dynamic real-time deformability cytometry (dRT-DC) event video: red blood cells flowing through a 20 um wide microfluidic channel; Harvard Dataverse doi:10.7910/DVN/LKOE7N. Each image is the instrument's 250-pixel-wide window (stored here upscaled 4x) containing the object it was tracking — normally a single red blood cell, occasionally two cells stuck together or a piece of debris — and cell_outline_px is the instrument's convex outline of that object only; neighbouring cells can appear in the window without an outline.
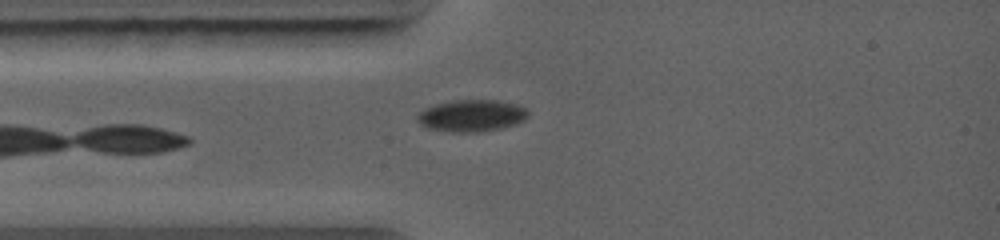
{"species": "common noctule bat (a hibernating species)", "species_latin": "Nyctalus noctula", "temperature_condition": "warm", "stored_images_in_passage": 5, "camera_frame_rate_fps": 5000, "um_per_image_px": 0.085, "animal": {"sex": "female", "body_mass_g": 19.0, "forearm_length_mm": 56.7}, "frame": {"image": 1, "passage_image": 2, "time_ms": 0.6, "image_size_px": [1000, 240], "cell_outline_px": [[528, 116], [524, 120], [516, 124], [504, 128], [480, 132], [452, 132], [428, 128], [420, 124], [416, 120], [416, 116], [424, 108], [436, 104], [452, 100], [496, 100], [516, 104], [524, 108], [528, 112]], "centroid_in_image_um": [40.08, 9.84], "position_along_channel_um": 44.9, "area_um2": 20.69}}
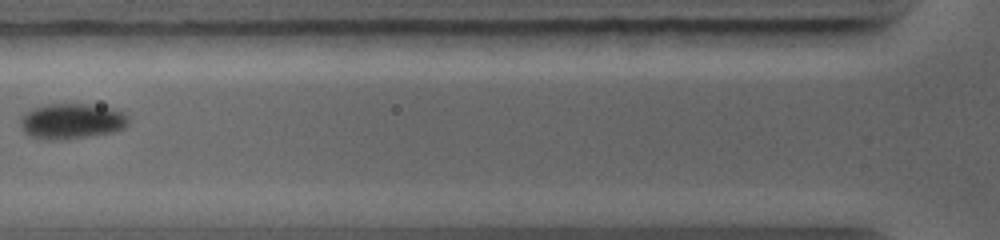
{"frame": {"image": 2, "passage_image": 4, "time_ms": 2.2, "image_size_px": [1000, 240], "cell_outline_px": [[128, 124], [124, 128], [112, 132], [64, 140], [44, 140], [28, 136], [20, 128], [20, 120], [24, 112], [32, 108], [48, 104], [88, 104], [112, 108], [128, 116]], "centroid_in_image_um": [6.03, 10.31], "position_along_channel_um": 119.8, "area_um2": 22.54}}
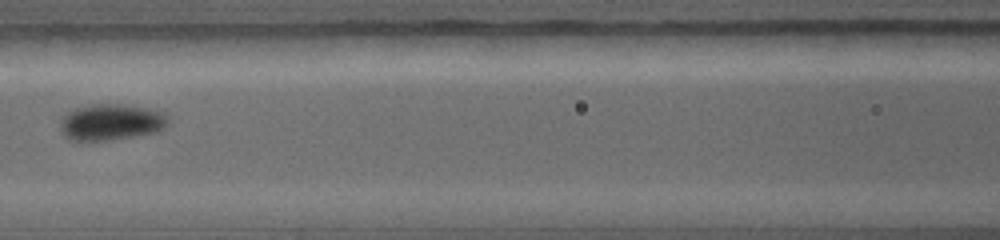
{"frame": {"image": 3, "passage_image": 5, "time_ms": 3.0, "image_size_px": [1000, 240], "cell_outline_px": [[168, 124], [160, 132], [112, 140], [80, 144], [68, 140], [64, 136], [60, 128], [60, 120], [72, 108], [88, 104], [120, 104], [148, 108], [160, 112], [168, 116]], "centroid_in_image_um": [9.37, 10.42], "position_along_channel_um": 157.2, "area_um2": 23.76}}